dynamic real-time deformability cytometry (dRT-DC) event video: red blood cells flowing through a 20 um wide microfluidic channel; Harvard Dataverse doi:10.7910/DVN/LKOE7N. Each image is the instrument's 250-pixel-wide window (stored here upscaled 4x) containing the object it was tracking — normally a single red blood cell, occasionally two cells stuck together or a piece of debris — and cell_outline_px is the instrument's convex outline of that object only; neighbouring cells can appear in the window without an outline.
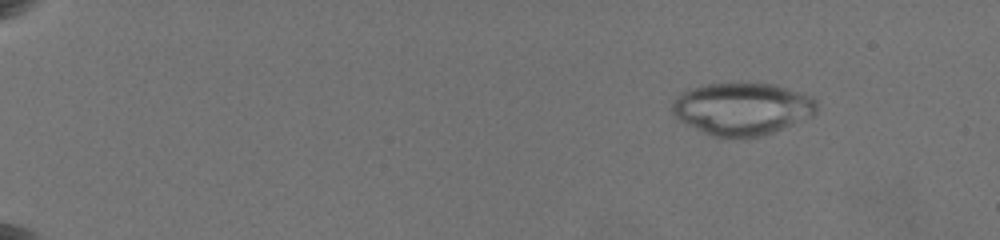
{"species": "common noctule bat (a hibernating species)", "species_latin": "Nyctalus noctula", "temperature_condition": "warm", "stored_images_in_passage": 34, "camera_frame_rate_fps": 3000, "um_per_image_px": 0.085, "animal": {"sex": "female", "body_mass_g": 19.5, "forearm_length_mm": 54.1}, "frame": {"image": 1, "passage_image": 5, "time_ms": 2.333, "image_size_px": [1000, 240], "cell_outline_px": [[816, 108], [812, 116], [772, 132], [756, 136], [712, 136], [680, 120], [672, 112], [672, 104], [680, 92], [708, 84], [772, 84], [812, 96], [816, 100]], "centroid_in_image_um": [63.08, 9.23], "position_along_channel_um": 21.9, "area_um2": 42.95}}
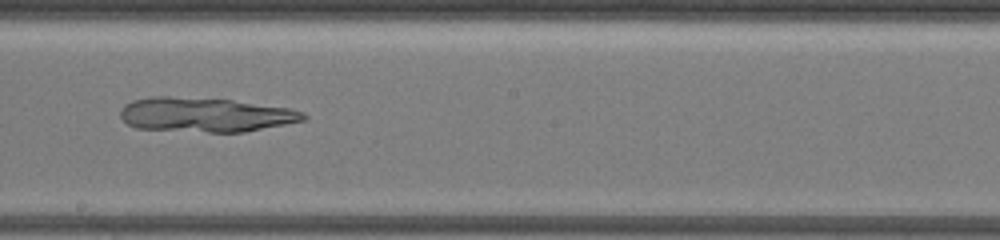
{"frame": {"image": 2, "passage_image": 20, "time_ms": 12.0, "image_size_px": [1000, 240], "cell_outline_px": [[308, 116], [304, 120], [244, 132], [208, 132], [136, 128], [128, 124], [120, 116], [120, 108], [124, 104], [132, 100], [152, 96], [168, 96], [232, 100], [288, 108], [304, 112]], "centroid_in_image_um": [17.41, 9.75], "position_along_channel_um": 230.8, "area_um2": 36.59}}
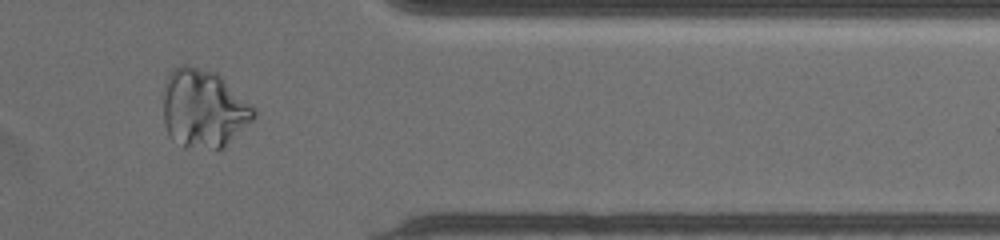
{"frame": {"image": 3, "passage_image": 29, "time_ms": 16.667, "image_size_px": [1000, 240], "cell_outline_px": [[256, 116], [224, 148], [216, 152], [184, 148], [172, 140], [168, 136], [164, 124], [164, 96], [168, 76], [180, 64], [188, 64], [216, 72], [256, 112]], "centroid_in_image_um": [17.27, 9.31], "position_along_channel_um": 394.1, "area_um2": 41.5}}